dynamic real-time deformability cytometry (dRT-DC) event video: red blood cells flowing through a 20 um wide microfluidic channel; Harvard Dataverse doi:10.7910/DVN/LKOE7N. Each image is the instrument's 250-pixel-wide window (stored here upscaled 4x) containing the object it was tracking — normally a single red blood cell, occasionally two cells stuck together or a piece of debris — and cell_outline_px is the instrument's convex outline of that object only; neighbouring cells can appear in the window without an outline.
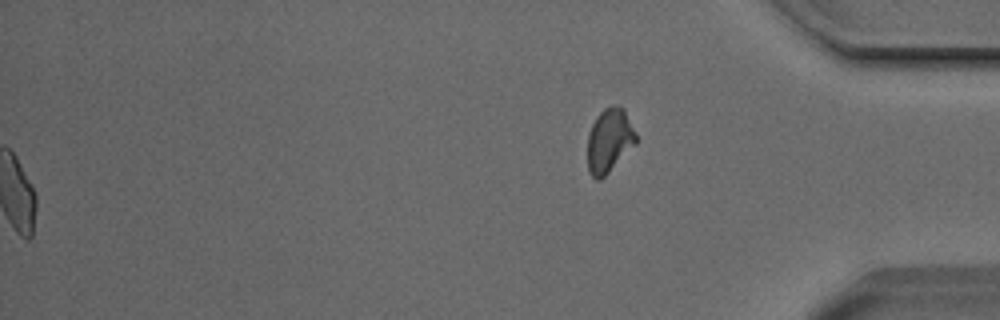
{"species": "Egyptian fruit bat (a non-hibernating species)", "species_latin": "Rousettus aegyptiacus", "temperature_condition": "cold", "stored_images_in_passage": 49, "segment_of_instrument_passage": [2, 2], "camera_frame_rate_fps": 3000, "um_per_image_px": 0.085, "animal": {"sex": "male"}, "frame": {"image": 1, "passage_image": 49, "time_ms": 16.0, "image_size_px": [1000, 320], "cell_outline_px": [[636, 144], [600, 180], [596, 180], [588, 172], [588, 132], [596, 116], [604, 108], [612, 104], [616, 104], [624, 108], [636, 132]], "centroid_in_image_um": [51.79, 11.91], "position_along_channel_um": 383.4, "area_um2": 18.21}}